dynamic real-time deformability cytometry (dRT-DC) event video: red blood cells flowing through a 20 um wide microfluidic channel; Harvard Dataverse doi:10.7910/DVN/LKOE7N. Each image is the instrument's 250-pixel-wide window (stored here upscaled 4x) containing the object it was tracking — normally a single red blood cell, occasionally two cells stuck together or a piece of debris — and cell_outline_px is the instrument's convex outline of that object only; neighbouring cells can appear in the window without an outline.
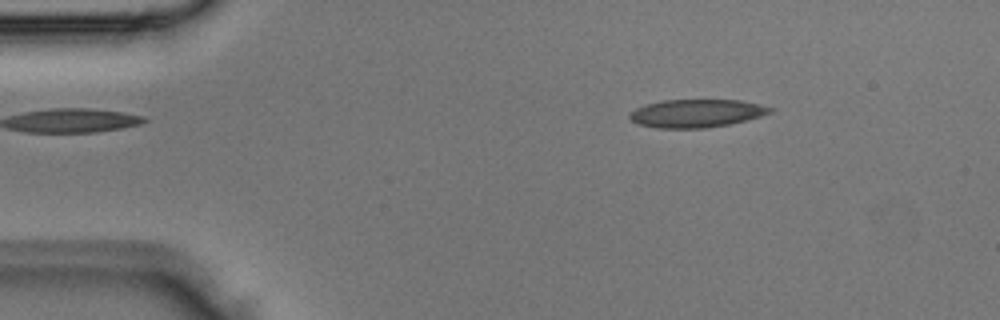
{"species": "Egyptian fruit bat (a non-hibernating species)", "species_latin": "Rousettus aegyptiacus", "temperature_condition": "room temperature", "stored_images_in_passage": 3, "camera_frame_rate_fps": 3000, "um_per_image_px": 0.085, "animal": {"sex": "male"}, "frame": {"image": 1, "passage_image": 1, "time_ms": 0.0, "image_size_px": [1000, 320], "cell_outline_px": [[776, 108], [772, 112], [760, 116], [728, 124], [704, 128], [656, 128], [636, 124], [628, 116], [628, 112], [644, 104], [664, 100], [740, 100], [760, 104]], "centroid_in_image_um": [59.16, 9.63], "position_along_channel_um": 25.8, "area_um2": 23.06}}